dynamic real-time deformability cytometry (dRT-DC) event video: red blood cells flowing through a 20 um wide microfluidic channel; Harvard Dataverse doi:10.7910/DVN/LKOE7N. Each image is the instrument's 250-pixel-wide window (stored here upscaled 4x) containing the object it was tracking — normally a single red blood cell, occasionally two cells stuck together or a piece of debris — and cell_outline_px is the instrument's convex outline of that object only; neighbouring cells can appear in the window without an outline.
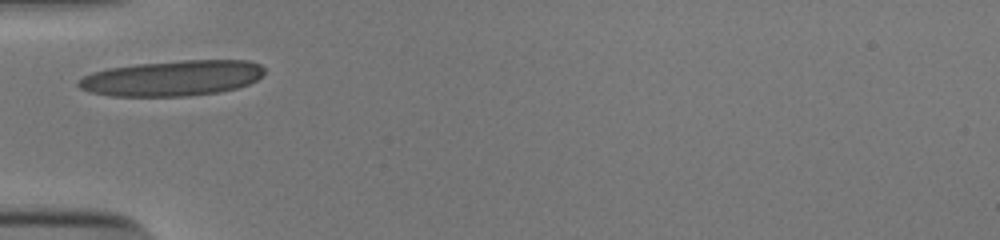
{"species": "human", "species_latin": "Homo sapiens", "temperature_condition": "cold", "stored_images_in_passage": 26, "camera_frame_rate_fps": 3000, "um_per_image_px": 0.085, "donor": {"sex": "male"}, "frame": {"image": 1, "passage_image": 1, "time_ms": 0.0, "image_size_px": [1000, 240], "cell_outline_px": [[264, 76], [248, 84], [236, 88], [220, 92], [188, 96], [112, 96], [88, 92], [80, 88], [76, 84], [76, 80], [92, 72], [108, 68], [136, 64], [184, 60], [248, 60], [260, 64], [264, 68]], "centroid_in_image_um": [14.63, 6.64], "position_along_channel_um": 70.4, "area_um2": 38.78}}
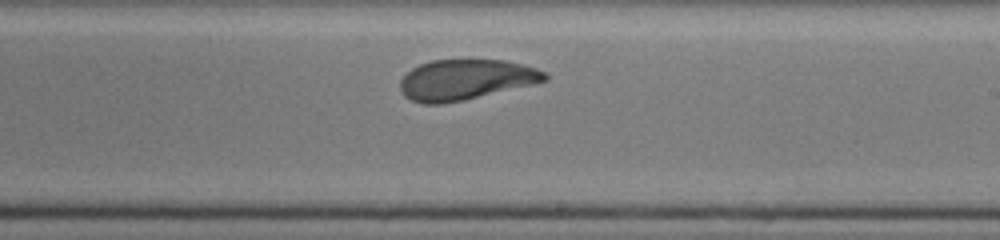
{"frame": {"image": 2, "passage_image": 15, "time_ms": 4.667, "image_size_px": [1000, 240], "cell_outline_px": [[548, 80], [536, 84], [464, 100], [440, 104], [424, 104], [412, 100], [404, 96], [400, 88], [400, 80], [412, 68], [420, 64], [432, 60], [504, 60], [524, 64], [536, 68], [544, 72], [548, 76]], "centroid_in_image_um": [39.61, 6.77], "position_along_channel_um": 249.4, "area_um2": 34.16}}
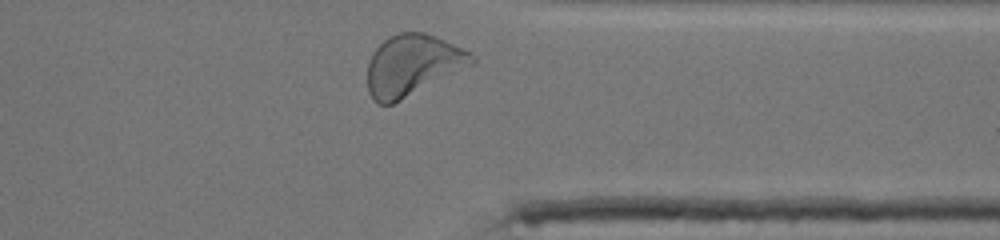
{"frame": {"image": 3, "passage_image": 25, "time_ms": 8.0, "image_size_px": [1000, 240], "cell_outline_px": [[476, 64], [392, 104], [380, 104], [372, 100], [368, 92], [368, 60], [372, 52], [388, 36], [396, 32], [424, 32], [436, 36], [476, 56]], "centroid_in_image_um": [35.06, 5.54], "position_along_channel_um": 376.3, "area_um2": 37.28}, "authors_computed_cell_mechanics": {"area_um2": 34.8823, "velocity_mm_per_s": 3.8663, "shape_relaxation_time_tau1_ms": 3.6206, "shape_relaxation_time_tau2_ms": 1.3283, "deformation_change_tau1": 0.1756, "deformation_change_tau2": 0.0739}}